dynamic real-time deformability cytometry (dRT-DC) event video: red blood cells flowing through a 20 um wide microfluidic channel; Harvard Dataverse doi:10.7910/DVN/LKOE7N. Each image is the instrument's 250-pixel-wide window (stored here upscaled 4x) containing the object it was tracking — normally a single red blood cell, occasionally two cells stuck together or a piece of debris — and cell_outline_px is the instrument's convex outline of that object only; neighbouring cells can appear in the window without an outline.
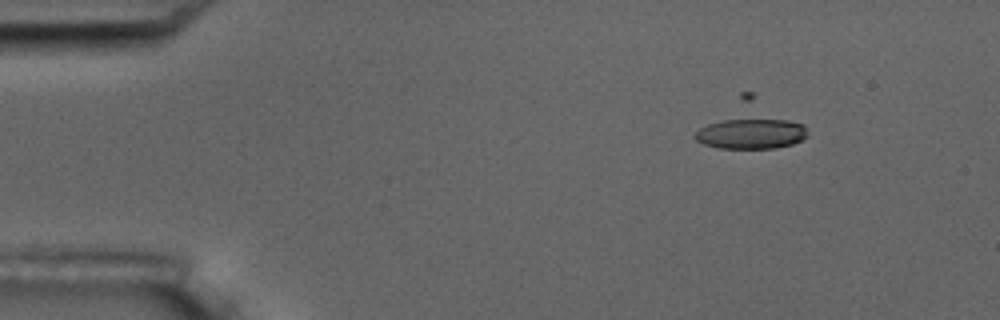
{"species": "common noctule bat (a hibernating species)", "species_latin": "Nyctalus noctula", "temperature_condition": "room temperature", "stored_images_in_passage": 15, "camera_frame_rate_fps": 3000, "um_per_image_px": 0.085, "animal": {"sex": "male", "body_mass_g": 17.5, "forearm_length_mm": 52.3}, "frame": {"image": 1, "passage_image": 1, "time_ms": 0.0, "image_size_px": [1000, 320], "cell_outline_px": [[808, 136], [804, 140], [792, 144], [776, 148], [720, 148], [704, 144], [696, 140], [692, 136], [700, 128], [708, 124], [720, 120], [740, 116], [752, 116], [788, 120], [804, 124]], "centroid_in_image_um": [63.86, 11.3], "position_along_channel_um": 21.1, "area_um2": 20.98}}
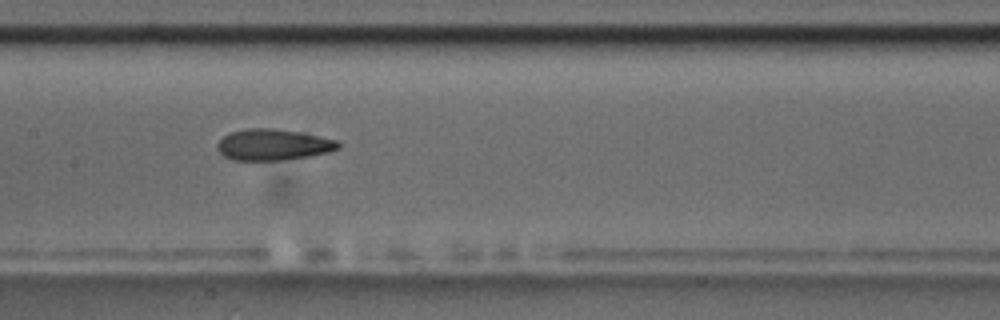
{"frame": {"image": 2, "passage_image": 7, "time_ms": 6.667, "image_size_px": [1000, 320], "cell_outline_px": [[340, 148], [328, 152], [308, 156], [284, 160], [232, 160], [224, 156], [216, 148], [216, 144], [228, 132], [248, 128], [272, 128], [304, 132], [336, 140], [340, 144]], "centroid_in_image_um": [23.2, 12.29], "position_along_channel_um": 184.2, "area_um2": 22.14}}
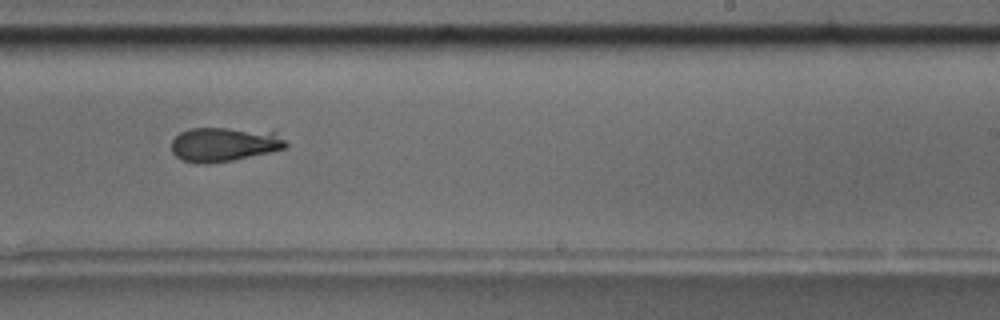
{"frame": {"image": 3, "passage_image": 9, "time_ms": 9.0, "image_size_px": [1000, 320], "cell_outline_px": [[288, 144], [284, 148], [268, 152], [232, 160], [196, 164], [184, 160], [176, 156], [172, 152], [172, 140], [180, 132], [188, 128], [272, 128]], "centroid_in_image_um": [19.09, 12.22], "position_along_channel_um": 269.9, "area_um2": 23.12}, "authors_computed_cell_mechanics": {"area_um2": 24.3916, "velocity_mm_per_s": 3.6944, "shape_relaxation_time_tau1_ms": 2.0719, "shape_relaxation_time_tau2_ms": 3.0011, "deformation_change_tau1": 0.0678, "deformation_change_tau2": 0.0633}}